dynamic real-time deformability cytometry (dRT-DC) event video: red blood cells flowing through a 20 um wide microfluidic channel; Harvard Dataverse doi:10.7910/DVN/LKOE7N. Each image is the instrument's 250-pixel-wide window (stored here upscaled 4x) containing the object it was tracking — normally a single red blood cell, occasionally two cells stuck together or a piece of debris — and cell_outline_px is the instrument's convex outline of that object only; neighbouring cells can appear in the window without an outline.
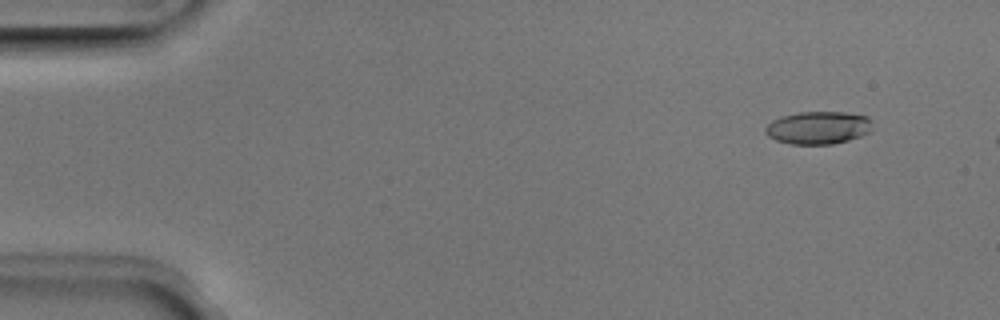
{"species": "Egyptian fruit bat (a non-hibernating species)", "species_latin": "Rousettus aegyptiacus", "temperature_condition": "room temperature", "stored_images_in_passage": 6, "camera_frame_rate_fps": 3000, "um_per_image_px": 0.085, "animal": {"sex": "male"}, "frame": {"image": 1, "passage_image": 2, "time_ms": 0.333, "image_size_px": [1000, 320], "cell_outline_px": [[872, 132], [848, 140], [832, 144], [792, 144], [776, 140], [768, 136], [764, 132], [764, 128], [772, 120], [780, 116], [800, 112], [844, 112], [868, 116], [872, 120]], "centroid_in_image_um": [69.56, 10.85], "position_along_channel_um": 15.4, "area_um2": 20.63}}